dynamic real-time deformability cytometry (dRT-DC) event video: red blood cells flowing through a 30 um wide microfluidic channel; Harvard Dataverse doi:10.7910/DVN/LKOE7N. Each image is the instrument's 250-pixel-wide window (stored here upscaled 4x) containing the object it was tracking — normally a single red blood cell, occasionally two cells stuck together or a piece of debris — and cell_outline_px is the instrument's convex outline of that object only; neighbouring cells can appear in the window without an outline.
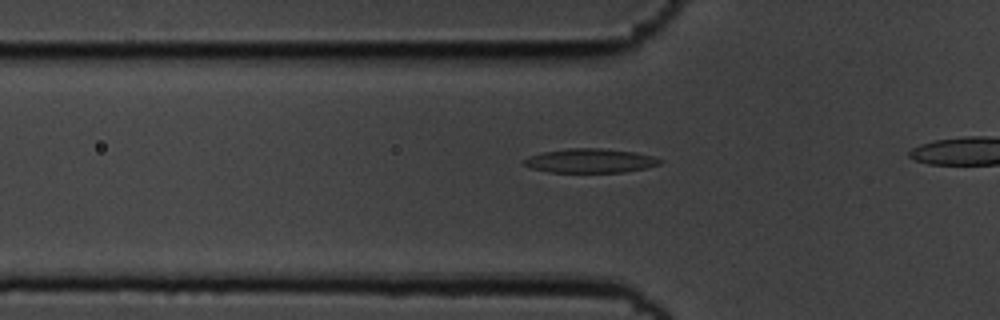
{"species": "common noctule bat (a hibernating species)", "species_latin": "Nyctalus noctula", "temperature_condition": "cold", "stored_images_in_passage": 12, "camera_frame_rate_fps": 3000, "um_per_image_px": 0.085, "animal": {"sex": "male", "body_mass_g": 19.5, "forearm_length_mm": 54.6}, "frame": {"image": 1, "passage_image": 6, "time_ms": 1.667, "image_size_px": [1000, 320], "cell_outline_px": [[664, 160], [660, 164], [644, 168], [624, 172], [548, 172], [532, 168], [524, 164], [524, 160], [528, 156], [544, 152], [568, 148], [600, 148], [632, 152], [652, 156]], "centroid_in_image_um": [50.16, 13.66], "position_along_channel_um": 75.6, "area_um2": 18.9}}
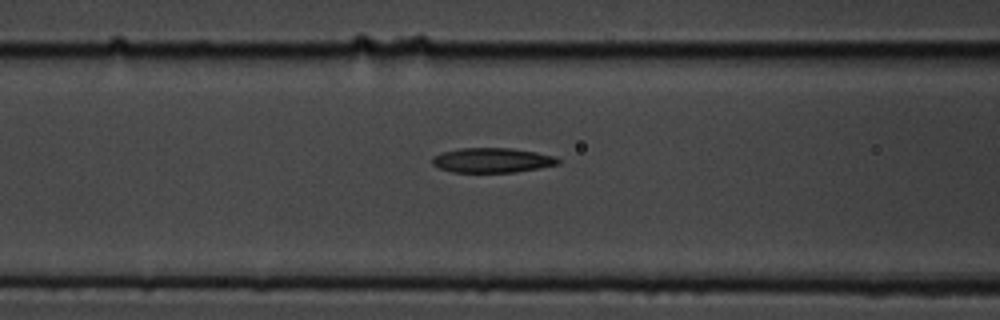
{"frame": {"image": 2, "passage_image": 10, "time_ms": 3.0, "image_size_px": [1000, 320], "cell_outline_px": [[560, 164], [540, 168], [512, 172], [452, 172], [440, 168], [432, 164], [432, 156], [444, 152], [460, 148], [512, 148], [536, 152], [556, 156], [560, 160]], "centroid_in_image_um": [41.86, 13.62], "position_along_channel_um": 124.7, "area_um2": 18.15}}